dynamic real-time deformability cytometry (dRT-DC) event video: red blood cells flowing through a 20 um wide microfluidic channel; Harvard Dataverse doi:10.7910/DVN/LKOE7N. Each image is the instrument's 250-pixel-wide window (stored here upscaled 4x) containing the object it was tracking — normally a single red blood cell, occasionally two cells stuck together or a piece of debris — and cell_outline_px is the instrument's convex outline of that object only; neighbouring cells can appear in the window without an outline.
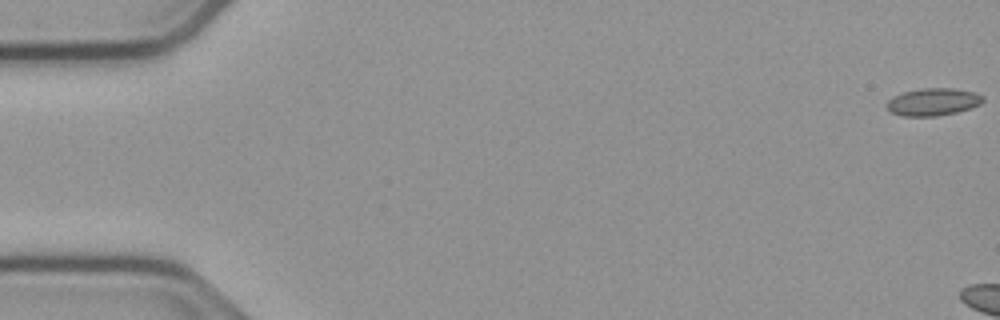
{"species": "common noctule bat (a hibernating species)", "species_latin": "Nyctalus noctula", "temperature_condition": "cold", "stored_images_in_passage": 8, "camera_frame_rate_fps": 3000, "um_per_image_px": 0.085, "animal": {"sex": "male", "body_mass_g": 23.1, "forearm_length_mm": 52.7}, "frame": {"image": 1, "passage_image": 1, "time_ms": 0.0, "image_size_px": [1000, 320], "cell_outline_px": [[984, 100], [980, 104], [972, 108], [956, 112], [936, 116], [904, 116], [892, 112], [884, 104], [892, 96], [904, 92], [920, 88], [956, 88], [976, 92], [984, 96]], "centroid_in_image_um": [79.33, 8.65], "position_along_channel_um": 5.7, "area_um2": 15.55}}